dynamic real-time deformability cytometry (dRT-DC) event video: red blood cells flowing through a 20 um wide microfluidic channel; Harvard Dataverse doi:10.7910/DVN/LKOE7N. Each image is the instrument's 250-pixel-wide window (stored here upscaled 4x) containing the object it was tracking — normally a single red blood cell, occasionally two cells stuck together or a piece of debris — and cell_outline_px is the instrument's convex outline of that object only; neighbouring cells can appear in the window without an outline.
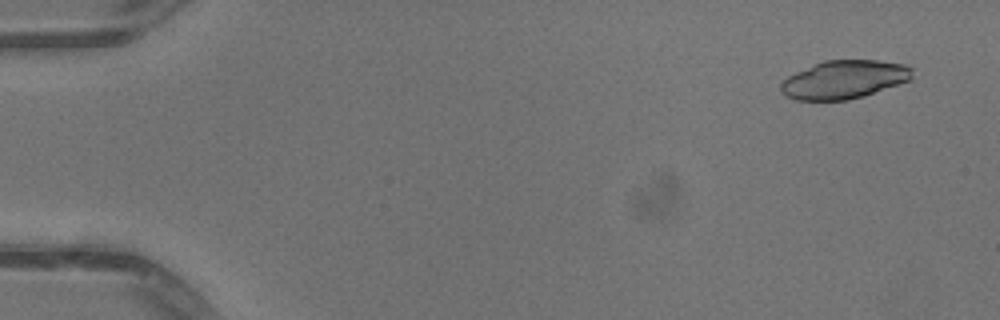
{"species": "common noctule bat (a hibernating species)", "species_latin": "Nyctalus noctula", "temperature_condition": "warm", "stored_images_in_passage": 51, "camera_frame_rate_fps": 3000, "um_per_image_px": 0.085, "animal": {"sex": "male", "body_mass_g": 13.3}, "frame": {"image": 1, "passage_image": 4, "time_ms": 1.0, "image_size_px": [1000, 320], "cell_outline_px": [[912, 80], [864, 96], [848, 100], [796, 100], [780, 92], [780, 84], [788, 76], [796, 72], [824, 60], [880, 60], [904, 64], [912, 68]], "centroid_in_image_um": [71.78, 6.76], "position_along_channel_um": 13.2, "area_um2": 29.42}}
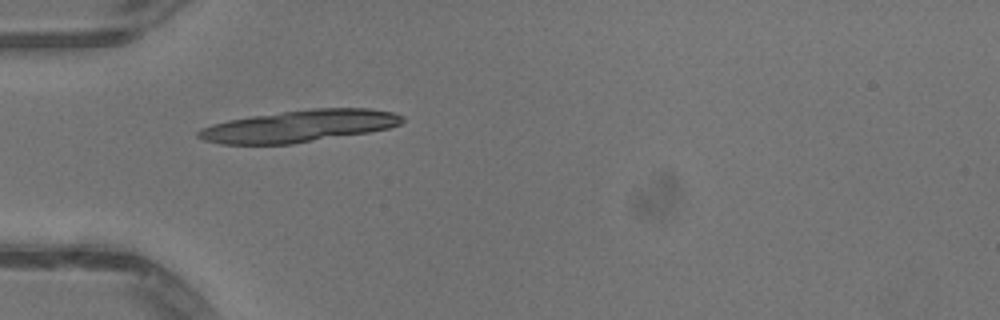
{"frame": {"image": 2, "passage_image": 17, "time_ms": 5.333, "image_size_px": [1000, 320], "cell_outline_px": [[404, 120], [400, 124], [388, 128], [368, 132], [292, 144], [220, 144], [204, 140], [196, 136], [196, 132], [200, 128], [212, 124], [228, 120], [252, 116], [312, 108], [368, 108], [392, 112], [404, 116]], "centroid_in_image_um": [25.41, 10.72], "position_along_channel_um": 59.6, "area_um2": 37.86}}